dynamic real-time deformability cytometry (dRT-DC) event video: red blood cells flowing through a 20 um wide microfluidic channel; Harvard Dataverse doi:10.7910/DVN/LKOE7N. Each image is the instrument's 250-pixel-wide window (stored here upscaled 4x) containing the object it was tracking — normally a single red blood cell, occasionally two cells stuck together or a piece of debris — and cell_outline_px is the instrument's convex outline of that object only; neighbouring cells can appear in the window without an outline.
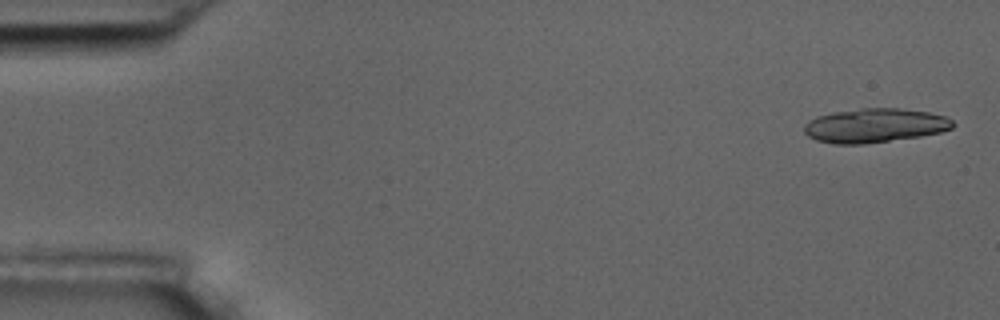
{"species": "common noctule bat (a hibernating species)", "species_latin": "Nyctalus noctula", "temperature_condition": "room temperature", "stored_images_in_passage": 7, "segment_of_instrument_passage": [1, 2], "camera_frame_rate_fps": 3000, "um_per_image_px": 0.085, "animal": {"sex": "male", "body_mass_g": 17.5, "forearm_length_mm": 52.3}, "frame": {"image": 1, "passage_image": 1, "time_ms": 0.0, "image_size_px": [1000, 320], "cell_outline_px": [[956, 124], [952, 128], [940, 132], [920, 136], [864, 144], [832, 144], [816, 140], [808, 136], [804, 132], [804, 124], [808, 120], [816, 116], [832, 112], [860, 108], [900, 108], [928, 112], [948, 116]], "centroid_in_image_um": [74.34, 10.66], "position_along_channel_um": 10.7, "area_um2": 29.82}}